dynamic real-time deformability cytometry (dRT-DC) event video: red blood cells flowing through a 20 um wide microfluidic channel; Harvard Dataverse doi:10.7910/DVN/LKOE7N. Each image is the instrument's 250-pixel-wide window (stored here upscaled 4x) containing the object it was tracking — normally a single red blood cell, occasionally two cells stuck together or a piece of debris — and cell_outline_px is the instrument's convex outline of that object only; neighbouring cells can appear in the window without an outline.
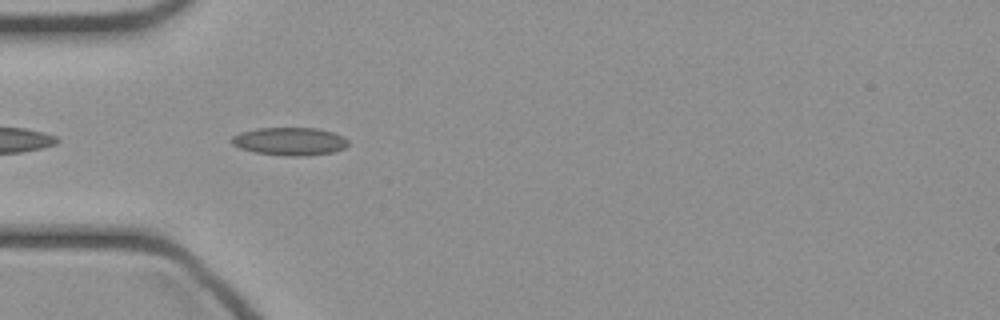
{"species": "common noctule bat (a hibernating species)", "species_latin": "Nyctalus noctula", "temperature_condition": "cold", "stored_images_in_passage": 35, "camera_frame_rate_fps": 3000, "um_per_image_px": 0.085, "animal": {"sex": "female", "body_mass_g": 21.9}, "frame": {"image": 1, "passage_image": 2, "time_ms": 0.333, "image_size_px": [1000, 320], "cell_outline_px": [[348, 144], [344, 148], [332, 152], [304, 156], [284, 156], [256, 152], [240, 148], [232, 144], [228, 140], [232, 136], [240, 132], [256, 128], [316, 128], [332, 132], [344, 136], [348, 140]], "centroid_in_image_um": [24.6, 12.01], "position_along_channel_um": 60.4, "area_um2": 19.07}}
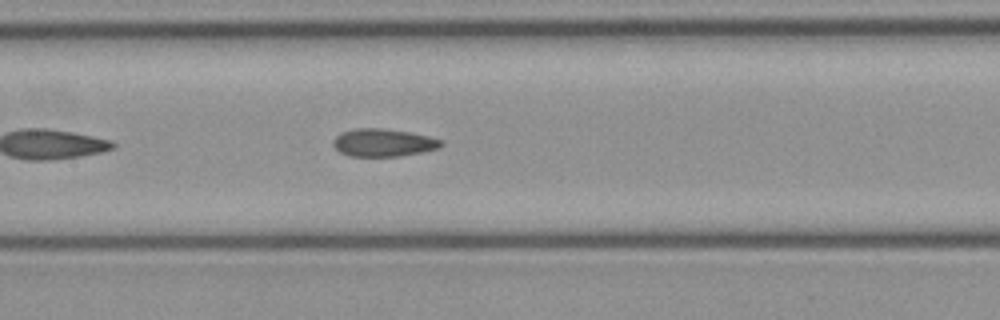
{"frame": {"image": 2, "passage_image": 10, "time_ms": 3.0, "image_size_px": [1000, 320], "cell_outline_px": [[444, 144], [440, 148], [400, 156], [348, 156], [340, 152], [332, 144], [332, 140], [340, 132], [352, 128], [384, 128], [412, 132], [444, 140]], "centroid_in_image_um": [32.58, 12.11], "position_along_channel_um": 174.8, "area_um2": 17.74}}
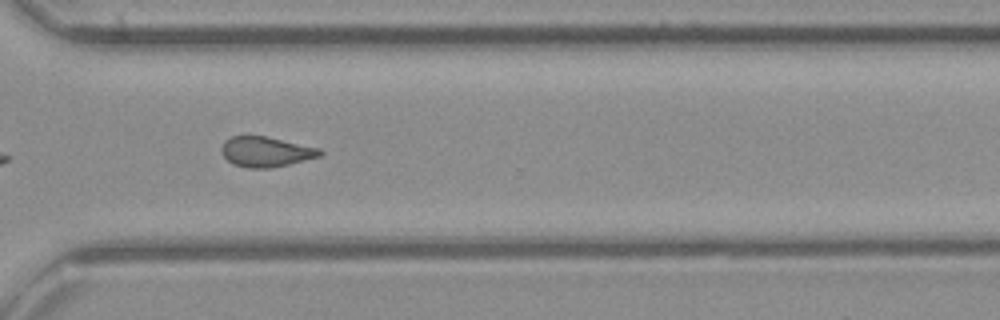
{"frame": {"image": 3, "passage_image": 22, "time_ms": 7.0, "image_size_px": [1000, 320], "cell_outline_px": [[324, 152], [320, 156], [288, 164], [268, 168], [248, 168], [232, 164], [220, 152], [220, 148], [224, 140], [232, 136], [268, 136], [320, 148]], "centroid_in_image_um": [22.58, 12.89], "position_along_channel_um": 348.0, "area_um2": 17.4}}